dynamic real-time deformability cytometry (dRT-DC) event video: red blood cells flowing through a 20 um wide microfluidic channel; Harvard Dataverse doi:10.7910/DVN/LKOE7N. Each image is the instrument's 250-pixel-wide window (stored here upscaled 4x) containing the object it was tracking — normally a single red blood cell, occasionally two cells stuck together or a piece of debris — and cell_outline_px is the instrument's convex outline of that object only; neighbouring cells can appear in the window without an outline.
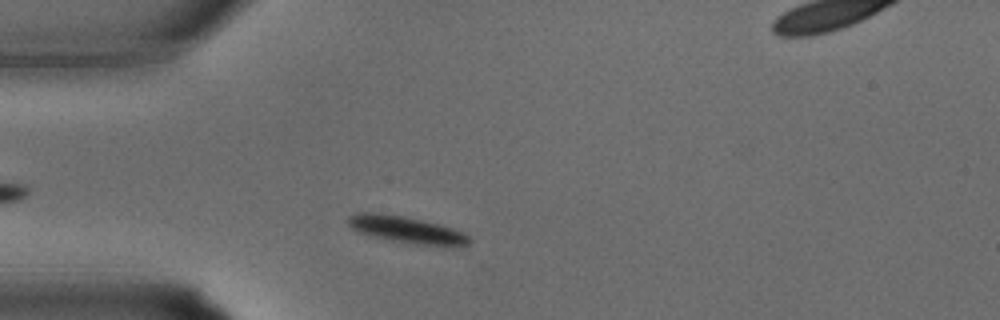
{"species": "common noctule bat (a hibernating species)", "species_latin": "Nyctalus noctula", "temperature_condition": "warm", "stored_images_in_passage": 30, "camera_frame_rate_fps": 3000, "um_per_image_px": 0.085, "animal": {"sex": "male", "body_mass_g": 15.6}, "frame": {"image": 1, "passage_image": 4, "time_ms": 1.0, "image_size_px": [1000, 320], "cell_outline_px": [[472, 240], [468, 244], [452, 248], [444, 248], [416, 244], [368, 236], [352, 228], [348, 224], [348, 216], [356, 212], [376, 212], [404, 216], [452, 228], [464, 232]], "centroid_in_image_um": [34.59, 19.55], "position_along_channel_um": 50.4, "area_um2": 19.25}}
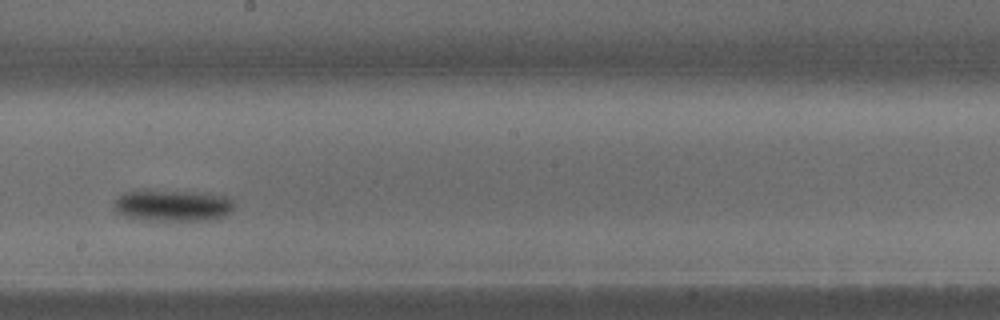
{"frame": {"image": 2, "passage_image": 14, "time_ms": 4.333, "image_size_px": [1000, 320], "cell_outline_px": [[236, 204], [232, 212], [224, 216], [212, 220], [140, 220], [124, 216], [116, 212], [112, 208], [112, 204], [124, 192], [196, 192], [224, 196], [232, 200]], "centroid_in_image_um": [14.7, 17.51], "position_along_channel_um": 233.5, "area_um2": 21.79}}
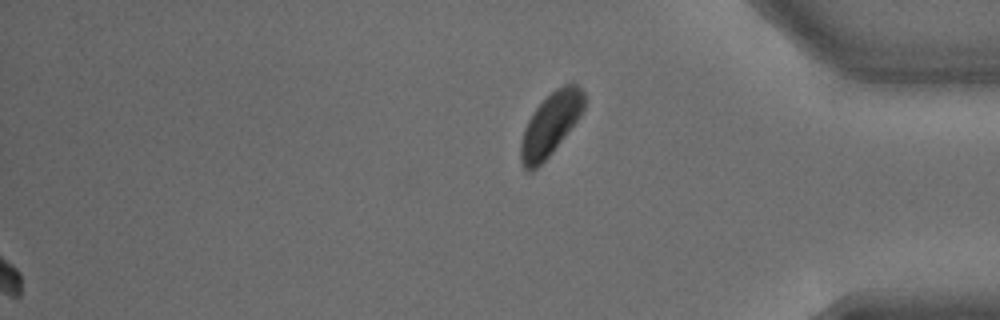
{"frame": {"image": 3, "passage_image": 30, "time_ms": 9.667, "image_size_px": [1000, 320], "cell_outline_px": [[588, 100], [584, 112], [548, 156], [532, 172], [524, 172], [520, 160], [520, 144], [524, 128], [528, 120], [536, 108], [556, 88], [572, 80], [584, 92]], "centroid_in_image_um": [46.83, 10.54], "position_along_channel_um": 388.4, "area_um2": 23.41}}